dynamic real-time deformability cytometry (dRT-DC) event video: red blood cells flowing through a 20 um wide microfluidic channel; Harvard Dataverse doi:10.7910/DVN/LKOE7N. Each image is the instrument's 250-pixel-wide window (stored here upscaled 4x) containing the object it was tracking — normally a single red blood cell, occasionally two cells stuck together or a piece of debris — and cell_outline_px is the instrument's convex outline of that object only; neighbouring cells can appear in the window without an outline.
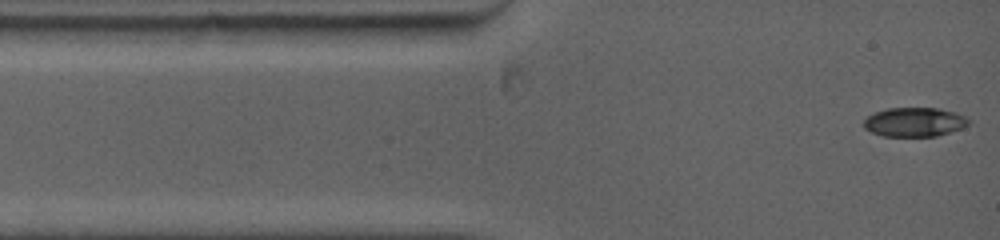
{"species": "common noctule bat (a hibernating species)", "species_latin": "Nyctalus noctula", "temperature_condition": "warm", "stored_images_in_passage": 56, "camera_frame_rate_fps": 5000, "um_per_image_px": 0.085, "animal": {"sex": "female", "body_mass_g": 19.0, "forearm_length_mm": 53.3}, "frame": {"image": 1, "passage_image": 1, "time_ms": 0.0, "image_size_px": [1000, 240], "cell_outline_px": [[968, 124], [960, 128], [936, 136], [884, 136], [872, 132], [864, 128], [864, 120], [872, 112], [888, 108], [940, 108], [956, 112], [964, 116], [968, 120]], "centroid_in_image_um": [77.69, 10.36], "position_along_channel_um": 7.3, "area_um2": 17.69}}
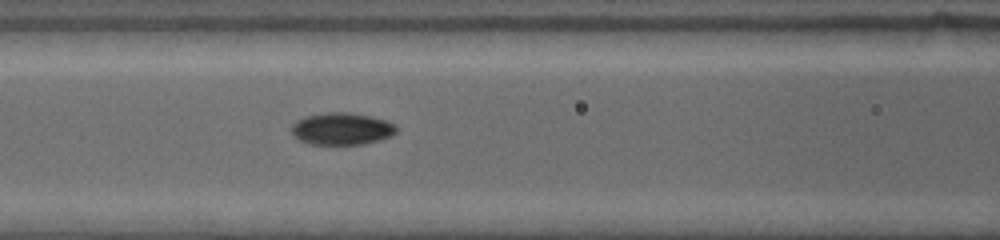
{"frame": {"image": 2, "passage_image": 24, "time_ms": 4.4, "image_size_px": [1000, 240], "cell_outline_px": [[396, 132], [380, 140], [364, 144], [308, 144], [296, 140], [292, 136], [292, 124], [296, 120], [304, 116], [328, 112], [348, 112], [368, 116], [384, 120], [392, 124], [396, 128]], "centroid_in_image_um": [28.96, 10.95], "position_along_channel_um": 137.6, "area_um2": 19.59}}
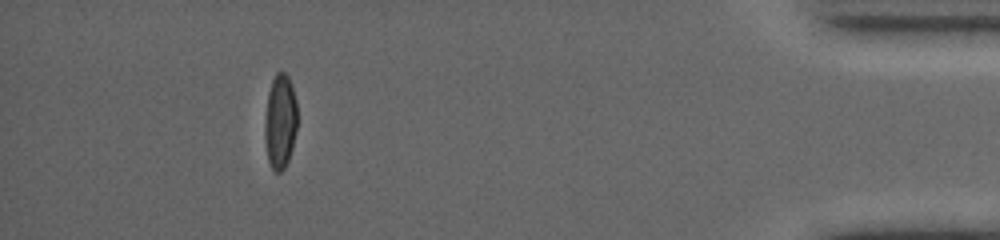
{"frame": {"image": 3, "passage_image": 47, "time_ms": 13.2, "image_size_px": [1000, 240], "cell_outline_px": [[296, 132], [292, 148], [288, 160], [284, 168], [280, 172], [276, 172], [272, 168], [268, 160], [264, 136], [264, 120], [268, 92], [272, 80], [276, 72], [284, 72], [288, 76], [292, 84], [296, 100]], "centroid_in_image_um": [23.8, 10.3], "position_along_channel_um": 411.4, "area_um2": 18.03}}